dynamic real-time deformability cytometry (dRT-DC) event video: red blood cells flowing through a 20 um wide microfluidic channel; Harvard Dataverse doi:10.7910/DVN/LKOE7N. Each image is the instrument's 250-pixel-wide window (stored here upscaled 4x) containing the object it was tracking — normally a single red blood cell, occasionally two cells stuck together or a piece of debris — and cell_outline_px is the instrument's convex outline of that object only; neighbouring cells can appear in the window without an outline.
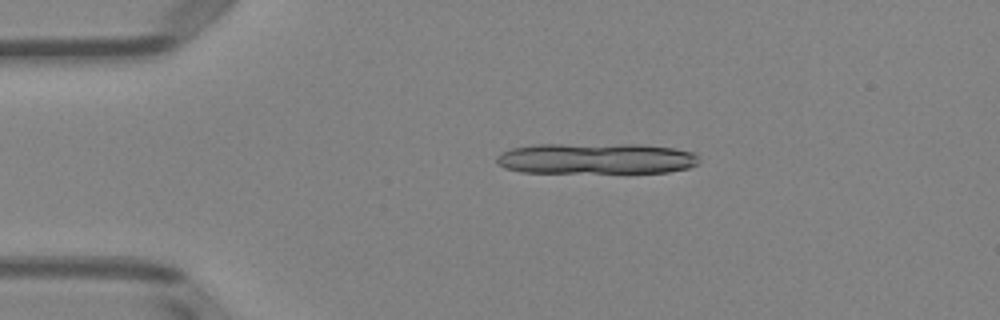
{"species": "Egyptian fruit bat (a non-hibernating species)", "species_latin": "Rousettus aegyptiacus", "temperature_condition": "room temperature", "stored_images_in_passage": 6, "camera_frame_rate_fps": 3000, "um_per_image_px": 0.085, "animal": {"sex": "female"}, "frame": {"image": 1, "passage_image": 3, "time_ms": 2.333, "image_size_px": [1000, 320], "cell_outline_px": [[700, 164], [688, 168], [668, 172], [520, 172], [504, 168], [496, 164], [496, 156], [500, 152], [512, 148], [536, 144], [644, 144], [672, 148], [696, 152], [700, 156]], "centroid_in_image_um": [50.69, 13.47], "position_along_channel_um": 34.3, "area_um2": 36.99}}
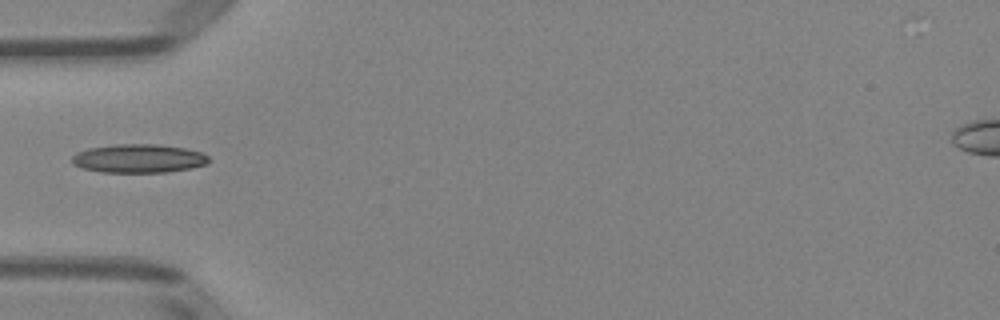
{"frame": {"image": 2, "passage_image": 5, "time_ms": 4.667, "image_size_px": [1000, 320], "cell_outline_px": [[208, 164], [192, 168], [168, 172], [100, 172], [80, 168], [72, 164], [72, 156], [76, 152], [88, 148], [116, 144], [160, 144], [184, 148], [200, 152], [208, 156]], "centroid_in_image_um": [11.76, 13.47], "position_along_channel_um": 73.2, "area_um2": 23.0}}
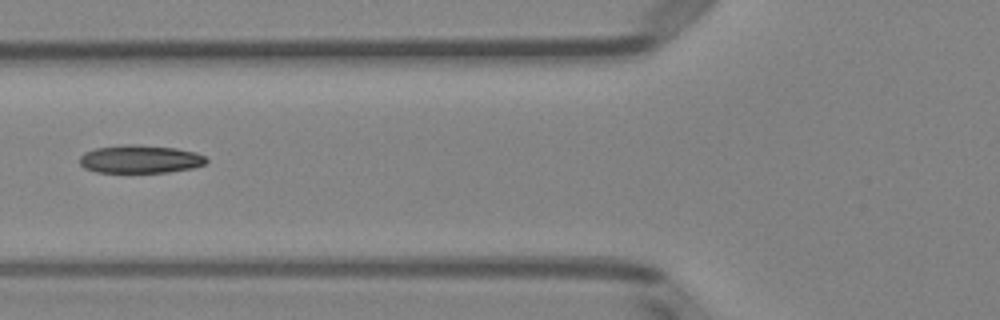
{"frame": {"image": 3, "passage_image": 6, "time_ms": 5.667, "image_size_px": [1000, 320], "cell_outline_px": [[208, 160], [204, 164], [192, 168], [168, 172], [96, 172], [84, 168], [80, 164], [80, 156], [84, 152], [96, 148], [124, 144], [136, 144], [176, 148], [196, 152], [204, 156]], "centroid_in_image_um": [11.9, 13.52], "position_along_channel_um": 113.9, "area_um2": 20.75}}